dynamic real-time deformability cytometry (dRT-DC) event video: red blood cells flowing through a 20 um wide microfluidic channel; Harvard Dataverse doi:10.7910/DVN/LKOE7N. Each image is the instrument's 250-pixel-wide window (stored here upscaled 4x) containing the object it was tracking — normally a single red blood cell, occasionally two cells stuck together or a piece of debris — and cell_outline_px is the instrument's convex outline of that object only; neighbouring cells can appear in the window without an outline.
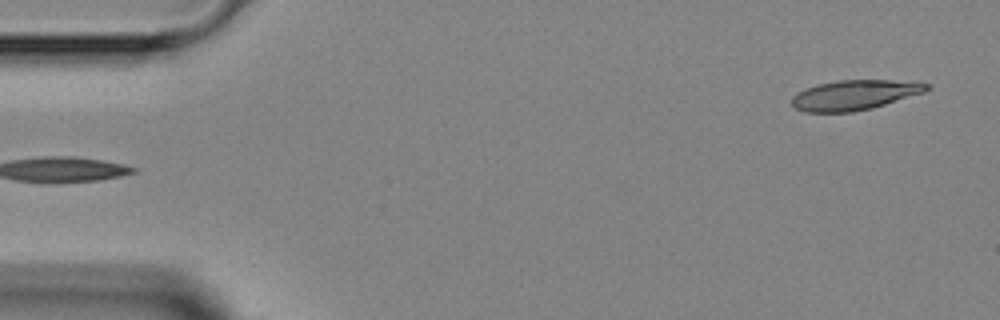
{"species": "Egyptian fruit bat (a non-hibernating species)", "species_latin": "Rousettus aegyptiacus", "temperature_condition": "room temperature", "stored_images_in_passage": 4, "segment_of_instrument_passage": [2, 2], "camera_frame_rate_fps": 3000, "um_per_image_px": 0.085, "animal": {"sex": "female"}, "frame": {"image": 1, "passage_image": 4, "time_ms": 3.667, "image_size_px": [1000, 320], "cell_outline_px": [[932, 88], [924, 92], [872, 108], [852, 112], [804, 112], [796, 108], [792, 104], [792, 96], [796, 92], [816, 84], [836, 80], [888, 80], [932, 84]], "centroid_in_image_um": [72.61, 8.07], "position_along_channel_um": 12.4, "area_um2": 23.52}}